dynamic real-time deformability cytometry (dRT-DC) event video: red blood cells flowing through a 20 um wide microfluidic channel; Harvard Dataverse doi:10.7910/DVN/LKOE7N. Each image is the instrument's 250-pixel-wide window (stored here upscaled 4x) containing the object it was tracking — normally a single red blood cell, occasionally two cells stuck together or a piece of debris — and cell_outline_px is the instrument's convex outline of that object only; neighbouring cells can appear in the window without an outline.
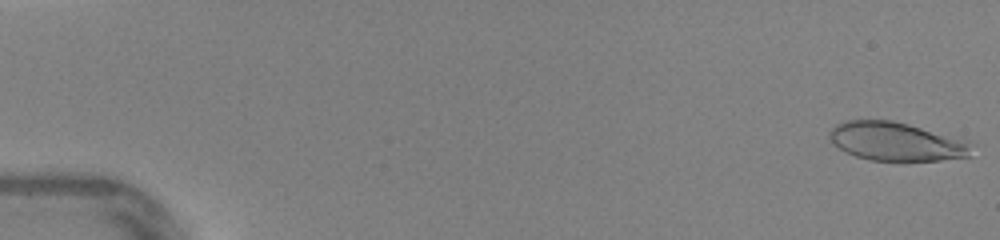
{"species": "human", "species_latin": "Homo sapiens", "temperature_condition": "warm", "stored_images_in_passage": 46, "camera_frame_rate_fps": 3000, "um_per_image_px": 0.085, "donor": {"sex": "female"}, "frame": {"image": 1, "passage_image": 1, "time_ms": 0.0, "image_size_px": [1000, 240], "cell_outline_px": [[976, 144], [972, 156], [940, 160], [872, 160], [856, 156], [844, 152], [832, 144], [828, 136], [828, 132], [836, 124], [844, 120], [892, 120], [908, 124], [968, 140]], "centroid_in_image_um": [76.21, 12.02], "position_along_channel_um": 8.8, "area_um2": 32.37}}
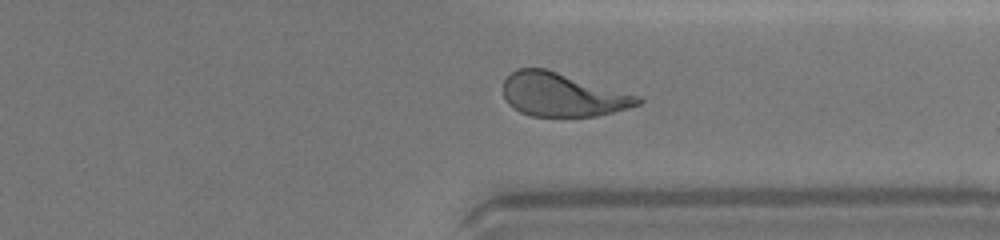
{"frame": {"image": 2, "passage_image": 36, "time_ms": 11.667, "image_size_px": [1000, 240], "cell_outline_px": [[644, 100], [640, 104], [628, 108], [596, 116], [532, 116], [520, 112], [512, 108], [508, 104], [504, 96], [504, 80], [512, 72], [520, 68], [544, 68], [640, 96]], "centroid_in_image_um": [47.81, 8.06], "position_along_channel_um": 363.6, "area_um2": 33.93}}
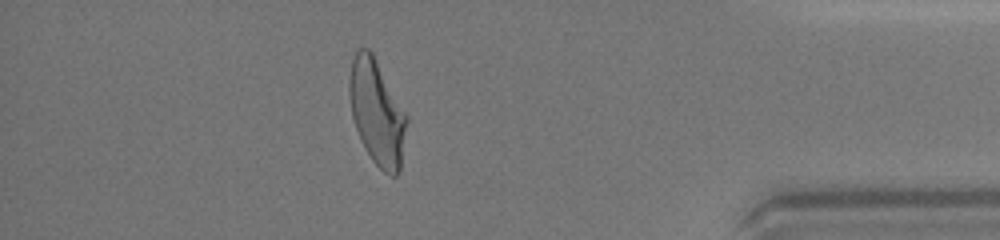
{"frame": {"image": 3, "passage_image": 41, "time_ms": 13.333, "image_size_px": [1000, 240], "cell_outline_px": [[408, 120], [400, 172], [396, 176], [392, 176], [384, 172], [372, 160], [364, 148], [360, 140], [352, 116], [348, 96], [348, 80], [352, 60], [356, 52], [360, 48], [368, 48], [372, 52], [408, 116]], "centroid_in_image_um": [32.04, 9.57], "position_along_channel_um": 403.2, "area_um2": 35.37}, "authors_computed_cell_mechanics": {"area_um2": 33.9864, "velocity_mm_per_s": 4.392, "shape_relaxation_time_tau1_ms": 4.3962, "shape_relaxation_time_tau2_ms": 0.8958, "deformation_change_tau1": 0.1988, "deformation_change_tau2": 0.0841}}